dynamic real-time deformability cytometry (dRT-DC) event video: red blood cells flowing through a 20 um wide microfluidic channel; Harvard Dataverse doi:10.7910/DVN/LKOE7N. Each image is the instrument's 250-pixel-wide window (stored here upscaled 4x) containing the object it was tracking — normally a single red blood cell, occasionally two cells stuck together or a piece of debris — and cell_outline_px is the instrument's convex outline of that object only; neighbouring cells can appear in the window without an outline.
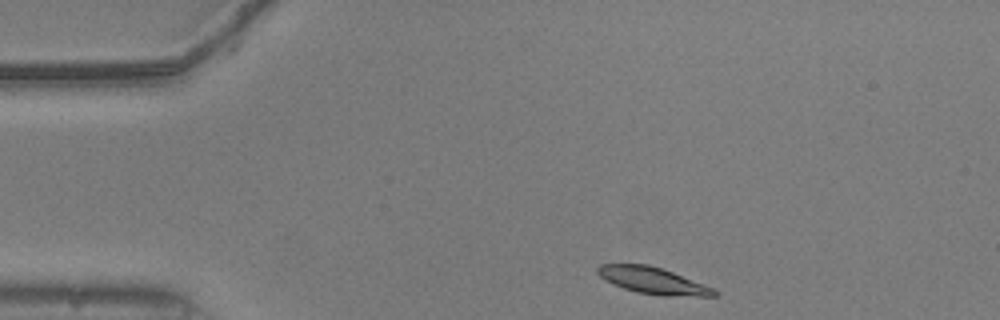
{"species": "common noctule bat (a hibernating species)", "species_latin": "Nyctalus noctula", "temperature_condition": "warm", "stored_images_in_passage": 45, "camera_frame_rate_fps": 3000, "um_per_image_px": 0.085, "animal": {"sex": "male", "body_mass_g": 20.5, "forearm_length_mm": 52.5}, "frame": {"image": 1, "passage_image": 1, "time_ms": 0.0, "image_size_px": [1000, 320], "cell_outline_px": [[720, 296], [664, 296], [636, 292], [624, 288], [604, 280], [596, 272], [596, 268], [600, 264], [648, 264], [672, 272], [712, 288], [720, 292]], "centroid_in_image_um": [55.48, 23.86], "position_along_channel_um": 29.5, "area_um2": 17.98}}
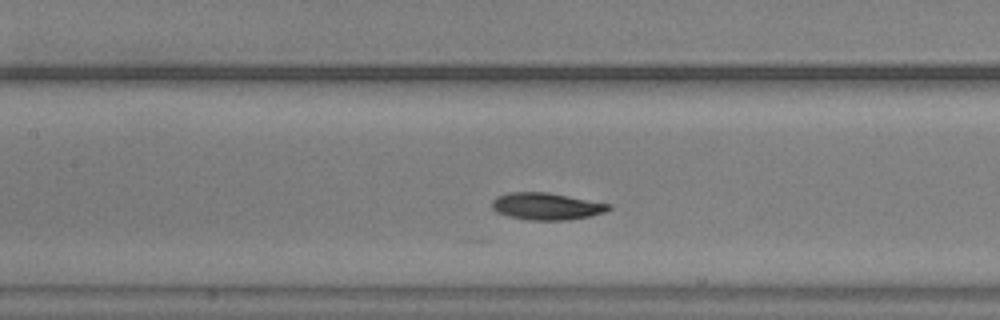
{"frame": {"image": 2, "passage_image": 16, "time_ms": 5.0, "image_size_px": [1000, 320], "cell_outline_px": [[612, 208], [604, 212], [592, 216], [568, 220], [528, 220], [508, 216], [496, 212], [492, 208], [492, 200], [496, 196], [508, 192], [548, 192], [612, 204]], "centroid_in_image_um": [46.45, 17.53], "position_along_channel_um": 160.9, "area_um2": 18.61}}
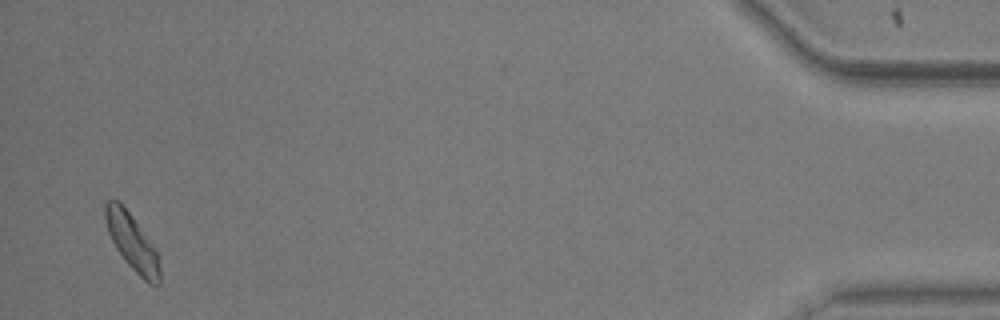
{"frame": {"image": 3, "passage_image": 44, "time_ms": 14.333, "image_size_px": [1000, 320], "cell_outline_px": [[160, 284], [148, 284], [124, 260], [116, 248], [108, 232], [104, 220], [104, 204], [108, 200], [116, 200], [132, 216], [156, 248], [160, 256]], "centroid_in_image_um": [11.25, 20.61], "position_along_channel_um": 424.0, "area_um2": 17.92}, "authors_computed_cell_mechanics": {"area_um2": 18.2648, "velocity_mm_per_s": 3.7291, "shape_relaxation_time_tau1_ms": 3.4799, "shape_relaxation_time_tau2_ms": 6.1057, "deformation_change_tau1": 0.1202, "deformation_change_tau2": 0.1064}}